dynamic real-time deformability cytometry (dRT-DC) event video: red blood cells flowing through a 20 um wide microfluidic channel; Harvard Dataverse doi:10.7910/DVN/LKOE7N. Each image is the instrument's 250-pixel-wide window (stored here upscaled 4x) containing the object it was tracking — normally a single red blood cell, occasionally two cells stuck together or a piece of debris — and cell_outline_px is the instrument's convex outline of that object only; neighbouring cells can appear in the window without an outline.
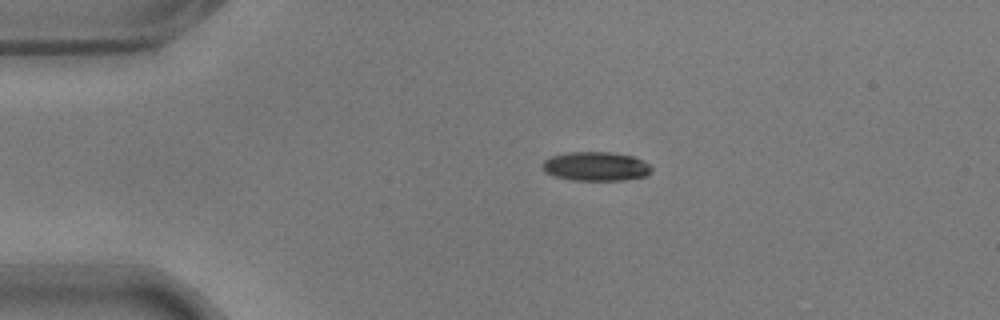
{"species": "common noctule bat (a hibernating species)", "species_latin": "Nyctalus noctula", "temperature_condition": "warm", "stored_images_in_passage": 45, "camera_frame_rate_fps": 3000, "um_per_image_px": 0.085, "animal": {"sex": "male", "body_mass_g": 17.9}, "frame": {"image": 1, "passage_image": 1, "time_ms": 0.0, "image_size_px": [1000, 320], "cell_outline_px": [[652, 168], [648, 176], [624, 180], [576, 180], [556, 176], [544, 172], [540, 164], [544, 160], [552, 156], [568, 152], [612, 152], [636, 156], [648, 164]], "centroid_in_image_um": [50.66, 14.13], "position_along_channel_um": 34.3, "area_um2": 18.61}}
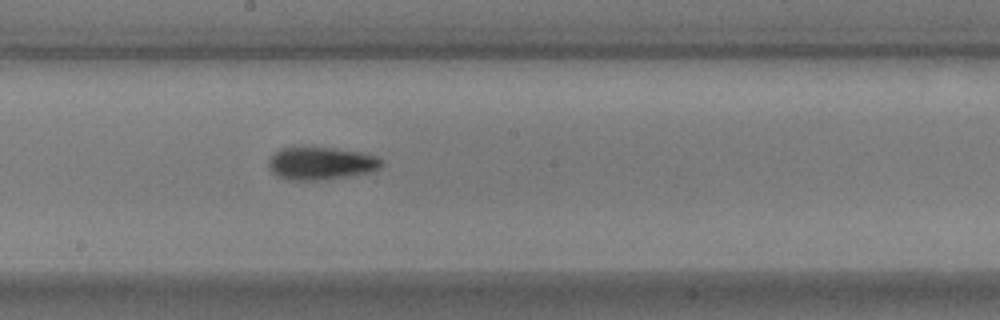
{"frame": {"image": 2, "passage_image": 20, "time_ms": 6.333, "image_size_px": [1000, 320], "cell_outline_px": [[384, 164], [380, 168], [372, 172], [348, 176], [316, 180], [288, 180], [276, 176], [268, 168], [268, 160], [280, 148], [292, 144], [332, 148], [364, 152], [376, 156], [384, 160]], "centroid_in_image_um": [27.26, 13.84], "position_along_channel_um": 220.9, "area_um2": 22.37}}
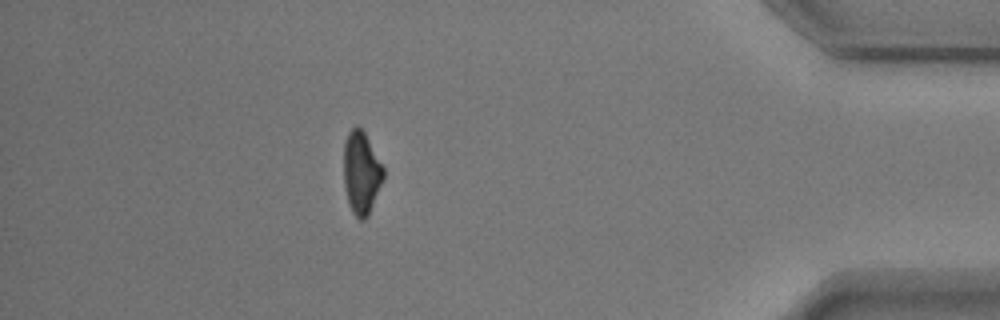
{"frame": {"image": 3, "passage_image": 39, "time_ms": 12.667, "image_size_px": [1000, 320], "cell_outline_px": [[384, 180], [368, 216], [364, 220], [360, 220], [352, 212], [348, 204], [344, 184], [344, 140], [348, 132], [356, 124], [364, 132], [384, 168]], "centroid_in_image_um": [30.71, 14.7], "position_along_channel_um": 404.5, "area_um2": 19.25}, "authors_computed_cell_mechanics": {"area_um2": 19.941, "velocity_mm_per_s": 3.5968, "shape_relaxation_time_tau1_ms": 3.6728, "shape_relaxation_time_tau2_ms": 5.0298, "deformation_change_tau1": 0.1641, "deformation_change_tau2": 0.1299}}